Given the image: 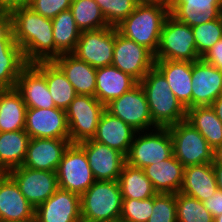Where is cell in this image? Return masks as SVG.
<instances>
[{
    "label": "cell",
    "mask_w": 222,
    "mask_h": 222,
    "mask_svg": "<svg viewBox=\"0 0 222 222\" xmlns=\"http://www.w3.org/2000/svg\"><path fill=\"white\" fill-rule=\"evenodd\" d=\"M61 55L55 48L52 19L30 7L15 9L0 22V60L34 64Z\"/></svg>",
    "instance_id": "6da1fadb"
},
{
    "label": "cell",
    "mask_w": 222,
    "mask_h": 222,
    "mask_svg": "<svg viewBox=\"0 0 222 222\" xmlns=\"http://www.w3.org/2000/svg\"><path fill=\"white\" fill-rule=\"evenodd\" d=\"M156 127L168 128L186 119L187 110L171 92L167 79L154 66L139 82Z\"/></svg>",
    "instance_id": "7a4b0ae2"
},
{
    "label": "cell",
    "mask_w": 222,
    "mask_h": 222,
    "mask_svg": "<svg viewBox=\"0 0 222 222\" xmlns=\"http://www.w3.org/2000/svg\"><path fill=\"white\" fill-rule=\"evenodd\" d=\"M0 73L20 93L27 108H54L45 75L34 65L0 60Z\"/></svg>",
    "instance_id": "3957f363"
},
{
    "label": "cell",
    "mask_w": 222,
    "mask_h": 222,
    "mask_svg": "<svg viewBox=\"0 0 222 222\" xmlns=\"http://www.w3.org/2000/svg\"><path fill=\"white\" fill-rule=\"evenodd\" d=\"M169 14L168 7L157 4H137L134 11L115 28L121 35L143 45L155 55L162 26Z\"/></svg>",
    "instance_id": "277c9868"
},
{
    "label": "cell",
    "mask_w": 222,
    "mask_h": 222,
    "mask_svg": "<svg viewBox=\"0 0 222 222\" xmlns=\"http://www.w3.org/2000/svg\"><path fill=\"white\" fill-rule=\"evenodd\" d=\"M122 194L118 180H96L81 196L82 222H109L120 219Z\"/></svg>",
    "instance_id": "5b68a950"
},
{
    "label": "cell",
    "mask_w": 222,
    "mask_h": 222,
    "mask_svg": "<svg viewBox=\"0 0 222 222\" xmlns=\"http://www.w3.org/2000/svg\"><path fill=\"white\" fill-rule=\"evenodd\" d=\"M155 60L197 61L201 59L196 50L192 27L169 14L162 26Z\"/></svg>",
    "instance_id": "8992f818"
},
{
    "label": "cell",
    "mask_w": 222,
    "mask_h": 222,
    "mask_svg": "<svg viewBox=\"0 0 222 222\" xmlns=\"http://www.w3.org/2000/svg\"><path fill=\"white\" fill-rule=\"evenodd\" d=\"M172 155L173 142L169 129L157 127L149 133L147 131L136 133L126 156V163L143 169L148 165L166 160Z\"/></svg>",
    "instance_id": "52a82bcc"
},
{
    "label": "cell",
    "mask_w": 222,
    "mask_h": 222,
    "mask_svg": "<svg viewBox=\"0 0 222 222\" xmlns=\"http://www.w3.org/2000/svg\"><path fill=\"white\" fill-rule=\"evenodd\" d=\"M168 129L173 142V155L184 167L213 162L214 150L186 119Z\"/></svg>",
    "instance_id": "ba28073f"
},
{
    "label": "cell",
    "mask_w": 222,
    "mask_h": 222,
    "mask_svg": "<svg viewBox=\"0 0 222 222\" xmlns=\"http://www.w3.org/2000/svg\"><path fill=\"white\" fill-rule=\"evenodd\" d=\"M105 105L90 95H77L65 110L72 144L93 139Z\"/></svg>",
    "instance_id": "9c48e42d"
},
{
    "label": "cell",
    "mask_w": 222,
    "mask_h": 222,
    "mask_svg": "<svg viewBox=\"0 0 222 222\" xmlns=\"http://www.w3.org/2000/svg\"><path fill=\"white\" fill-rule=\"evenodd\" d=\"M56 174L59 188L80 196L96 181L85 151L78 144L68 146Z\"/></svg>",
    "instance_id": "30bf717a"
},
{
    "label": "cell",
    "mask_w": 222,
    "mask_h": 222,
    "mask_svg": "<svg viewBox=\"0 0 222 222\" xmlns=\"http://www.w3.org/2000/svg\"><path fill=\"white\" fill-rule=\"evenodd\" d=\"M105 110L129 124L137 132H149V128L150 131L157 128L152 121L145 93L139 83L122 96L111 100L105 105Z\"/></svg>",
    "instance_id": "8fae6325"
},
{
    "label": "cell",
    "mask_w": 222,
    "mask_h": 222,
    "mask_svg": "<svg viewBox=\"0 0 222 222\" xmlns=\"http://www.w3.org/2000/svg\"><path fill=\"white\" fill-rule=\"evenodd\" d=\"M112 66L130 75L139 83L155 66V58L149 49L121 35L115 28Z\"/></svg>",
    "instance_id": "7c38bea8"
},
{
    "label": "cell",
    "mask_w": 222,
    "mask_h": 222,
    "mask_svg": "<svg viewBox=\"0 0 222 222\" xmlns=\"http://www.w3.org/2000/svg\"><path fill=\"white\" fill-rule=\"evenodd\" d=\"M114 46L115 27L108 26L82 31L72 54L92 67H105L112 65Z\"/></svg>",
    "instance_id": "4fadbf2b"
},
{
    "label": "cell",
    "mask_w": 222,
    "mask_h": 222,
    "mask_svg": "<svg viewBox=\"0 0 222 222\" xmlns=\"http://www.w3.org/2000/svg\"><path fill=\"white\" fill-rule=\"evenodd\" d=\"M7 174L15 181L21 193L35 209L59 188L56 172L20 166L11 169Z\"/></svg>",
    "instance_id": "5bb4252c"
},
{
    "label": "cell",
    "mask_w": 222,
    "mask_h": 222,
    "mask_svg": "<svg viewBox=\"0 0 222 222\" xmlns=\"http://www.w3.org/2000/svg\"><path fill=\"white\" fill-rule=\"evenodd\" d=\"M25 132L32 138L69 139L66 112L60 108H27Z\"/></svg>",
    "instance_id": "9a60e30c"
},
{
    "label": "cell",
    "mask_w": 222,
    "mask_h": 222,
    "mask_svg": "<svg viewBox=\"0 0 222 222\" xmlns=\"http://www.w3.org/2000/svg\"><path fill=\"white\" fill-rule=\"evenodd\" d=\"M78 145L85 151L95 180L113 181L119 179L126 163L125 155L92 139Z\"/></svg>",
    "instance_id": "2e32d148"
},
{
    "label": "cell",
    "mask_w": 222,
    "mask_h": 222,
    "mask_svg": "<svg viewBox=\"0 0 222 222\" xmlns=\"http://www.w3.org/2000/svg\"><path fill=\"white\" fill-rule=\"evenodd\" d=\"M37 222H82L80 195L58 188L35 209Z\"/></svg>",
    "instance_id": "e0dca14e"
},
{
    "label": "cell",
    "mask_w": 222,
    "mask_h": 222,
    "mask_svg": "<svg viewBox=\"0 0 222 222\" xmlns=\"http://www.w3.org/2000/svg\"><path fill=\"white\" fill-rule=\"evenodd\" d=\"M221 94V70L202 58L192 62V107L210 106Z\"/></svg>",
    "instance_id": "ac0fdd59"
},
{
    "label": "cell",
    "mask_w": 222,
    "mask_h": 222,
    "mask_svg": "<svg viewBox=\"0 0 222 222\" xmlns=\"http://www.w3.org/2000/svg\"><path fill=\"white\" fill-rule=\"evenodd\" d=\"M70 144V139L32 138L29 140L22 166L35 170L56 172Z\"/></svg>",
    "instance_id": "d6986e66"
},
{
    "label": "cell",
    "mask_w": 222,
    "mask_h": 222,
    "mask_svg": "<svg viewBox=\"0 0 222 222\" xmlns=\"http://www.w3.org/2000/svg\"><path fill=\"white\" fill-rule=\"evenodd\" d=\"M35 217V208L5 173L0 178V222H22Z\"/></svg>",
    "instance_id": "ffe728a7"
},
{
    "label": "cell",
    "mask_w": 222,
    "mask_h": 222,
    "mask_svg": "<svg viewBox=\"0 0 222 222\" xmlns=\"http://www.w3.org/2000/svg\"><path fill=\"white\" fill-rule=\"evenodd\" d=\"M26 110L20 93L0 73V132L24 130Z\"/></svg>",
    "instance_id": "44dd1931"
},
{
    "label": "cell",
    "mask_w": 222,
    "mask_h": 222,
    "mask_svg": "<svg viewBox=\"0 0 222 222\" xmlns=\"http://www.w3.org/2000/svg\"><path fill=\"white\" fill-rule=\"evenodd\" d=\"M155 67L167 79L171 92L187 110L192 108V62L155 60Z\"/></svg>",
    "instance_id": "7402d4cb"
},
{
    "label": "cell",
    "mask_w": 222,
    "mask_h": 222,
    "mask_svg": "<svg viewBox=\"0 0 222 222\" xmlns=\"http://www.w3.org/2000/svg\"><path fill=\"white\" fill-rule=\"evenodd\" d=\"M137 131L120 118L104 111L92 140L118 150L127 156Z\"/></svg>",
    "instance_id": "603a6c76"
},
{
    "label": "cell",
    "mask_w": 222,
    "mask_h": 222,
    "mask_svg": "<svg viewBox=\"0 0 222 222\" xmlns=\"http://www.w3.org/2000/svg\"><path fill=\"white\" fill-rule=\"evenodd\" d=\"M53 62L62 70L77 95L95 97L97 68L78 59L72 53H64Z\"/></svg>",
    "instance_id": "cb8c5ba5"
},
{
    "label": "cell",
    "mask_w": 222,
    "mask_h": 222,
    "mask_svg": "<svg viewBox=\"0 0 222 222\" xmlns=\"http://www.w3.org/2000/svg\"><path fill=\"white\" fill-rule=\"evenodd\" d=\"M170 14L190 27L218 19L221 0H172Z\"/></svg>",
    "instance_id": "d4e9b609"
},
{
    "label": "cell",
    "mask_w": 222,
    "mask_h": 222,
    "mask_svg": "<svg viewBox=\"0 0 222 222\" xmlns=\"http://www.w3.org/2000/svg\"><path fill=\"white\" fill-rule=\"evenodd\" d=\"M138 82L130 75L112 65L99 67L96 72L95 98L107 105L134 88Z\"/></svg>",
    "instance_id": "484cf974"
},
{
    "label": "cell",
    "mask_w": 222,
    "mask_h": 222,
    "mask_svg": "<svg viewBox=\"0 0 222 222\" xmlns=\"http://www.w3.org/2000/svg\"><path fill=\"white\" fill-rule=\"evenodd\" d=\"M143 171L157 193L176 194L182 187L184 166L174 155L144 167Z\"/></svg>",
    "instance_id": "4316f807"
},
{
    "label": "cell",
    "mask_w": 222,
    "mask_h": 222,
    "mask_svg": "<svg viewBox=\"0 0 222 222\" xmlns=\"http://www.w3.org/2000/svg\"><path fill=\"white\" fill-rule=\"evenodd\" d=\"M217 189L212 163L184 167L183 183L179 192L203 202L210 198Z\"/></svg>",
    "instance_id": "83f0119b"
},
{
    "label": "cell",
    "mask_w": 222,
    "mask_h": 222,
    "mask_svg": "<svg viewBox=\"0 0 222 222\" xmlns=\"http://www.w3.org/2000/svg\"><path fill=\"white\" fill-rule=\"evenodd\" d=\"M34 65L45 75L56 108L66 110L77 96L72 84L53 61L36 62Z\"/></svg>",
    "instance_id": "f1b7e54d"
},
{
    "label": "cell",
    "mask_w": 222,
    "mask_h": 222,
    "mask_svg": "<svg viewBox=\"0 0 222 222\" xmlns=\"http://www.w3.org/2000/svg\"><path fill=\"white\" fill-rule=\"evenodd\" d=\"M29 140L25 130L0 132V169L4 173L22 166Z\"/></svg>",
    "instance_id": "f546056e"
},
{
    "label": "cell",
    "mask_w": 222,
    "mask_h": 222,
    "mask_svg": "<svg viewBox=\"0 0 222 222\" xmlns=\"http://www.w3.org/2000/svg\"><path fill=\"white\" fill-rule=\"evenodd\" d=\"M186 120L206 139L213 150L222 145V122L211 106L187 109Z\"/></svg>",
    "instance_id": "4dcf8cb0"
},
{
    "label": "cell",
    "mask_w": 222,
    "mask_h": 222,
    "mask_svg": "<svg viewBox=\"0 0 222 222\" xmlns=\"http://www.w3.org/2000/svg\"><path fill=\"white\" fill-rule=\"evenodd\" d=\"M122 199L145 200L157 194L143 169L125 163L118 179Z\"/></svg>",
    "instance_id": "1f68e13d"
},
{
    "label": "cell",
    "mask_w": 222,
    "mask_h": 222,
    "mask_svg": "<svg viewBox=\"0 0 222 222\" xmlns=\"http://www.w3.org/2000/svg\"><path fill=\"white\" fill-rule=\"evenodd\" d=\"M55 48L61 53H72L81 35L76 21L70 11H62L52 19Z\"/></svg>",
    "instance_id": "d6a6232c"
},
{
    "label": "cell",
    "mask_w": 222,
    "mask_h": 222,
    "mask_svg": "<svg viewBox=\"0 0 222 222\" xmlns=\"http://www.w3.org/2000/svg\"><path fill=\"white\" fill-rule=\"evenodd\" d=\"M70 11L81 32L109 26L95 0H72Z\"/></svg>",
    "instance_id": "836d02e7"
},
{
    "label": "cell",
    "mask_w": 222,
    "mask_h": 222,
    "mask_svg": "<svg viewBox=\"0 0 222 222\" xmlns=\"http://www.w3.org/2000/svg\"><path fill=\"white\" fill-rule=\"evenodd\" d=\"M177 222H213L212 214L204 203L184 193H176Z\"/></svg>",
    "instance_id": "e575fe53"
},
{
    "label": "cell",
    "mask_w": 222,
    "mask_h": 222,
    "mask_svg": "<svg viewBox=\"0 0 222 222\" xmlns=\"http://www.w3.org/2000/svg\"><path fill=\"white\" fill-rule=\"evenodd\" d=\"M192 31L197 53L202 58L222 39V15L218 19L193 26Z\"/></svg>",
    "instance_id": "d590c367"
},
{
    "label": "cell",
    "mask_w": 222,
    "mask_h": 222,
    "mask_svg": "<svg viewBox=\"0 0 222 222\" xmlns=\"http://www.w3.org/2000/svg\"><path fill=\"white\" fill-rule=\"evenodd\" d=\"M108 25L116 27L125 20L135 9V0H95Z\"/></svg>",
    "instance_id": "8d00e7d4"
},
{
    "label": "cell",
    "mask_w": 222,
    "mask_h": 222,
    "mask_svg": "<svg viewBox=\"0 0 222 222\" xmlns=\"http://www.w3.org/2000/svg\"><path fill=\"white\" fill-rule=\"evenodd\" d=\"M147 222H177L176 194L157 193L153 196V211Z\"/></svg>",
    "instance_id": "74e56055"
},
{
    "label": "cell",
    "mask_w": 222,
    "mask_h": 222,
    "mask_svg": "<svg viewBox=\"0 0 222 222\" xmlns=\"http://www.w3.org/2000/svg\"><path fill=\"white\" fill-rule=\"evenodd\" d=\"M153 211V197L145 200L123 199L120 219L128 222H147Z\"/></svg>",
    "instance_id": "f35d334b"
},
{
    "label": "cell",
    "mask_w": 222,
    "mask_h": 222,
    "mask_svg": "<svg viewBox=\"0 0 222 222\" xmlns=\"http://www.w3.org/2000/svg\"><path fill=\"white\" fill-rule=\"evenodd\" d=\"M72 0H33L30 8L45 18L53 19L62 11L69 10Z\"/></svg>",
    "instance_id": "ab89813d"
},
{
    "label": "cell",
    "mask_w": 222,
    "mask_h": 222,
    "mask_svg": "<svg viewBox=\"0 0 222 222\" xmlns=\"http://www.w3.org/2000/svg\"><path fill=\"white\" fill-rule=\"evenodd\" d=\"M33 0H0V22L18 8L30 7Z\"/></svg>",
    "instance_id": "60d3db41"
},
{
    "label": "cell",
    "mask_w": 222,
    "mask_h": 222,
    "mask_svg": "<svg viewBox=\"0 0 222 222\" xmlns=\"http://www.w3.org/2000/svg\"><path fill=\"white\" fill-rule=\"evenodd\" d=\"M202 59L222 70V39L219 40L203 57Z\"/></svg>",
    "instance_id": "b9f144b4"
},
{
    "label": "cell",
    "mask_w": 222,
    "mask_h": 222,
    "mask_svg": "<svg viewBox=\"0 0 222 222\" xmlns=\"http://www.w3.org/2000/svg\"><path fill=\"white\" fill-rule=\"evenodd\" d=\"M206 209L212 214L213 218L222 214V191H217L208 199L203 201Z\"/></svg>",
    "instance_id": "7bdbcfd3"
},
{
    "label": "cell",
    "mask_w": 222,
    "mask_h": 222,
    "mask_svg": "<svg viewBox=\"0 0 222 222\" xmlns=\"http://www.w3.org/2000/svg\"><path fill=\"white\" fill-rule=\"evenodd\" d=\"M210 106L222 122V94Z\"/></svg>",
    "instance_id": "ee69618b"
},
{
    "label": "cell",
    "mask_w": 222,
    "mask_h": 222,
    "mask_svg": "<svg viewBox=\"0 0 222 222\" xmlns=\"http://www.w3.org/2000/svg\"><path fill=\"white\" fill-rule=\"evenodd\" d=\"M212 166L216 175L217 187L222 191V164L212 162Z\"/></svg>",
    "instance_id": "f6af8a7d"
},
{
    "label": "cell",
    "mask_w": 222,
    "mask_h": 222,
    "mask_svg": "<svg viewBox=\"0 0 222 222\" xmlns=\"http://www.w3.org/2000/svg\"><path fill=\"white\" fill-rule=\"evenodd\" d=\"M137 4H157L170 8L172 0H135Z\"/></svg>",
    "instance_id": "bcb514c9"
},
{
    "label": "cell",
    "mask_w": 222,
    "mask_h": 222,
    "mask_svg": "<svg viewBox=\"0 0 222 222\" xmlns=\"http://www.w3.org/2000/svg\"><path fill=\"white\" fill-rule=\"evenodd\" d=\"M213 162L217 164H222V145H219L214 149Z\"/></svg>",
    "instance_id": "7dc6e473"
},
{
    "label": "cell",
    "mask_w": 222,
    "mask_h": 222,
    "mask_svg": "<svg viewBox=\"0 0 222 222\" xmlns=\"http://www.w3.org/2000/svg\"><path fill=\"white\" fill-rule=\"evenodd\" d=\"M213 222H222V214L214 217Z\"/></svg>",
    "instance_id": "c3c4849f"
},
{
    "label": "cell",
    "mask_w": 222,
    "mask_h": 222,
    "mask_svg": "<svg viewBox=\"0 0 222 222\" xmlns=\"http://www.w3.org/2000/svg\"><path fill=\"white\" fill-rule=\"evenodd\" d=\"M22 222H37V219L34 217L32 219L26 220V221H22Z\"/></svg>",
    "instance_id": "681fc988"
},
{
    "label": "cell",
    "mask_w": 222,
    "mask_h": 222,
    "mask_svg": "<svg viewBox=\"0 0 222 222\" xmlns=\"http://www.w3.org/2000/svg\"><path fill=\"white\" fill-rule=\"evenodd\" d=\"M5 173L0 169V178L4 175Z\"/></svg>",
    "instance_id": "f907efd6"
},
{
    "label": "cell",
    "mask_w": 222,
    "mask_h": 222,
    "mask_svg": "<svg viewBox=\"0 0 222 222\" xmlns=\"http://www.w3.org/2000/svg\"><path fill=\"white\" fill-rule=\"evenodd\" d=\"M118 222H128V221H125V220L119 219Z\"/></svg>",
    "instance_id": "816d5d0a"
}]
</instances>
